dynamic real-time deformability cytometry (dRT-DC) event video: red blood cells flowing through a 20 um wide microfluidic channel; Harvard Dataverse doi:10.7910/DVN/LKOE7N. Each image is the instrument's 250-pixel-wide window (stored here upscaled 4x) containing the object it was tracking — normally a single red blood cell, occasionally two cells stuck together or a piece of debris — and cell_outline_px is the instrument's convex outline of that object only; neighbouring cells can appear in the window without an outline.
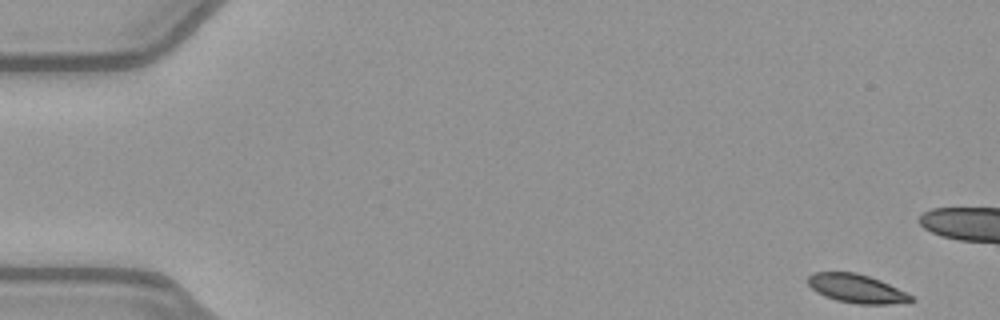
{"species": "common noctule bat (a hibernating species)", "species_latin": "Nyctalus noctula", "temperature_condition": "warm", "stored_images_in_passage": 15, "camera_frame_rate_fps": 3000, "um_per_image_px": 0.085, "animal": {"sex": "female", "body_mass_g": 21.9}, "frame": {"image": 1, "passage_image": 1, "time_ms": 0.0, "image_size_px": [1000, 320], "cell_outline_px": [[916, 300], [908, 304], [856, 304], [836, 300], [824, 296], [816, 292], [808, 284], [808, 276], [812, 272], [856, 272], [880, 280], [912, 296]], "centroid_in_image_um": [72.82, 24.54], "position_along_channel_um": 12.2, "area_um2": 17.34}}